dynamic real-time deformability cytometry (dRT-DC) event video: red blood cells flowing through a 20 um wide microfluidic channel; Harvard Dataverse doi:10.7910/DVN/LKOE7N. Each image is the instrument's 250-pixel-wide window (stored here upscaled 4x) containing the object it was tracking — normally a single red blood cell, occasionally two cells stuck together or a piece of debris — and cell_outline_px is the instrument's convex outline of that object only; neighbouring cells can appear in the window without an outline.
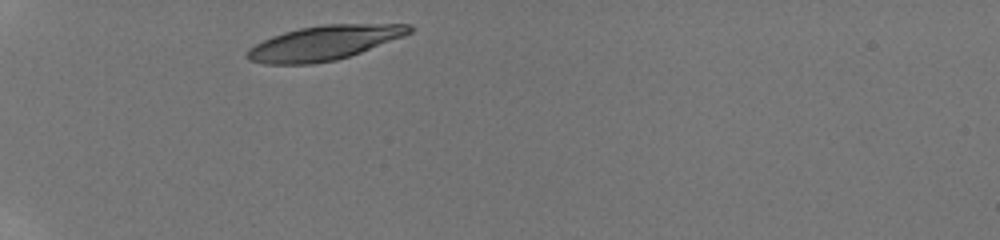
{"species": "human", "species_latin": "Homo sapiens", "temperature_condition": "room temperature", "stored_images_in_passage": 12, "camera_frame_rate_fps": 3000, "um_per_image_px": 0.085, "donor": {"sex": "male"}, "frame": {"image": 1, "passage_image": 1, "time_ms": 0.0, "image_size_px": [1000, 240], "cell_outline_px": [[416, 28], [412, 32], [404, 36], [360, 52], [336, 60], [312, 64], [264, 64], [248, 60], [244, 56], [248, 48], [272, 36], [284, 32], [300, 28], [324, 24], [412, 24]], "centroid_in_image_um": [27.54, 3.64], "position_along_channel_um": 57.5, "area_um2": 32.6}}
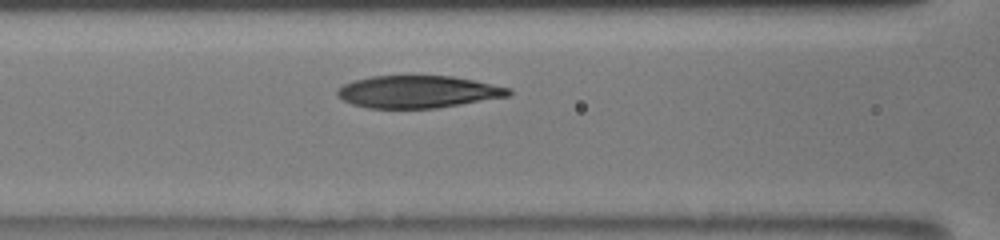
{"frame": {"image": 2, "passage_image": 6, "time_ms": 2.667, "image_size_px": [1000, 240], "cell_outline_px": [[512, 96], [436, 108], [368, 108], [352, 104], [344, 100], [336, 92], [344, 84], [356, 80], [372, 76], [452, 76], [512, 88]], "centroid_in_image_um": [35.59, 7.8], "position_along_channel_um": 131.0, "area_um2": 32.08}}
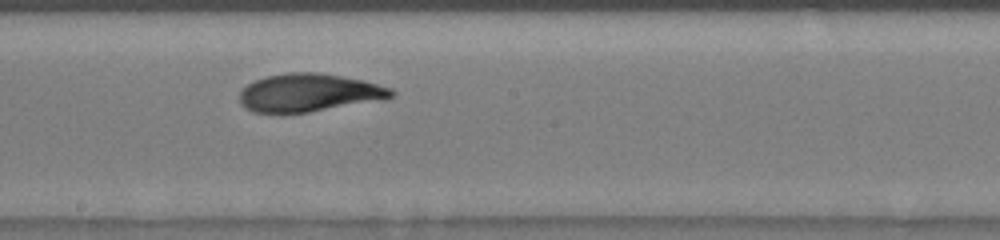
{"frame": {"image": 3, "passage_image": 10, "time_ms": 5.0, "image_size_px": [1000, 240], "cell_outline_px": [[396, 92], [392, 96], [384, 100], [308, 112], [252, 112], [244, 108], [240, 104], [240, 92], [252, 80], [268, 76], [288, 72], [316, 72], [364, 80], [392, 88]], "centroid_in_image_um": [26.28, 7.87], "position_along_channel_um": 221.9, "area_um2": 33.64}}